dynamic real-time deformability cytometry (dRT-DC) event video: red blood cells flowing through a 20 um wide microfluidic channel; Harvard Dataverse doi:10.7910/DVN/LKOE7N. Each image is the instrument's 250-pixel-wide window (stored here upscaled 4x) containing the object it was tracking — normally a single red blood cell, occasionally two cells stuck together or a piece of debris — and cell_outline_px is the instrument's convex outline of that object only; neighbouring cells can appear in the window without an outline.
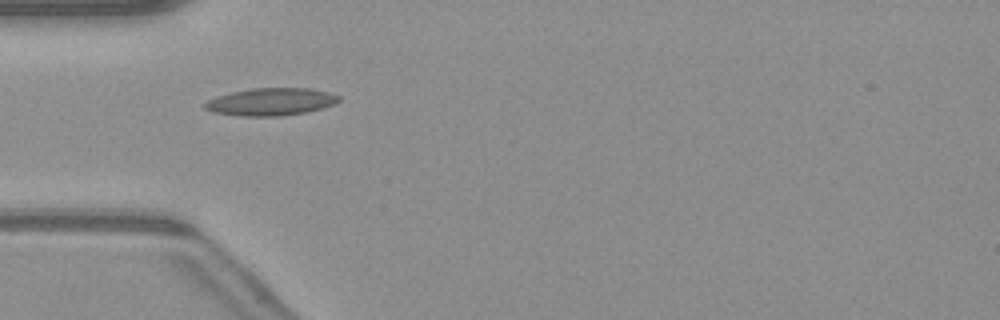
{"species": "common noctule bat (a hibernating species)", "species_latin": "Nyctalus noctula", "temperature_condition": "warm", "stored_images_in_passage": 33, "camera_frame_rate_fps": 3000, "um_per_image_px": 0.085, "animal": {"sex": "male", "body_mass_g": 23.1, "forearm_length_mm": 52.7}, "frame": {"image": 1, "passage_image": 2, "time_ms": 0.333, "image_size_px": [1000, 320], "cell_outline_px": [[340, 100], [336, 104], [324, 108], [308, 112], [280, 116], [240, 116], [212, 112], [204, 108], [204, 104], [208, 100], [232, 92], [252, 88], [312, 88], [328, 92], [340, 96]], "centroid_in_image_um": [23.08, 8.66], "position_along_channel_um": 61.9, "area_um2": 21.56}}
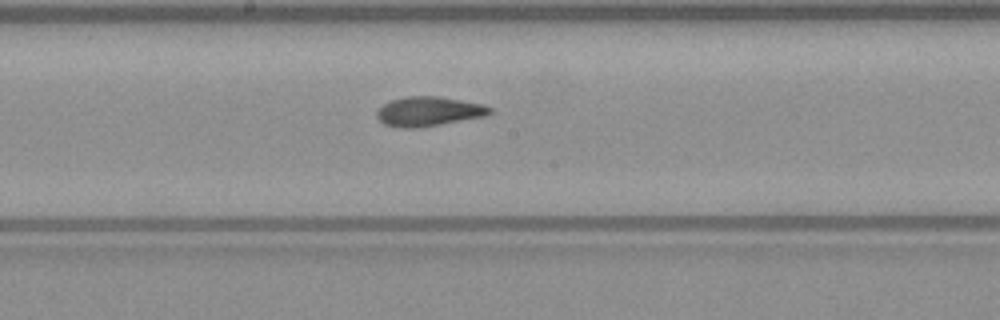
{"frame": {"image": 2, "passage_image": 13, "time_ms": 4.0, "image_size_px": [1000, 320], "cell_outline_px": [[492, 112], [484, 116], [440, 124], [416, 128], [396, 128], [384, 124], [376, 116], [376, 112], [384, 104], [392, 100], [408, 96], [440, 96], [484, 104], [492, 108]], "centroid_in_image_um": [36.43, 9.47], "position_along_channel_um": 211.8, "area_um2": 19.36}}
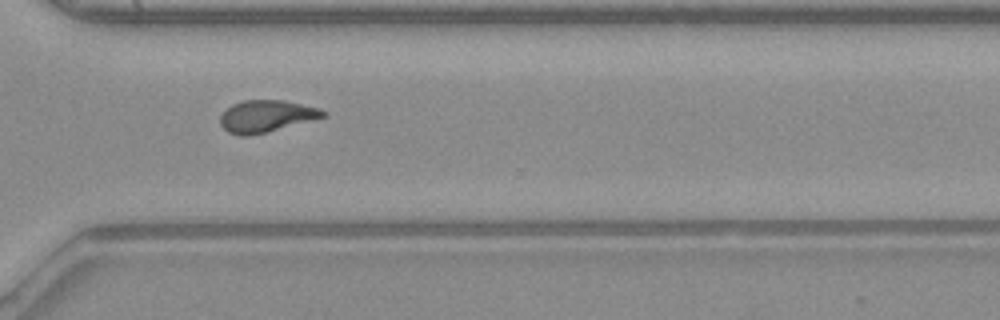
{"frame": {"image": 3, "passage_image": 23, "time_ms": 7.333, "image_size_px": [1000, 320], "cell_outline_px": [[328, 112], [324, 116], [312, 120], [252, 136], [240, 136], [228, 132], [220, 124], [220, 116], [232, 104], [244, 100], [284, 100], [320, 108]], "centroid_in_image_um": [22.63, 9.88], "position_along_channel_um": 348.0, "area_um2": 19.13}, "authors_computed_cell_mechanics": {"area_um2": 19.1896, "velocity_mm_per_s": 4.0959, "shape_relaxation_time_tau1_ms": 9.5866, "shape_relaxation_time_tau2_ms": 2.4242, "deformation_change_tau1": 0.2634, "deformation_change_tau2": 0.1049}}